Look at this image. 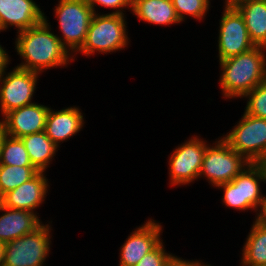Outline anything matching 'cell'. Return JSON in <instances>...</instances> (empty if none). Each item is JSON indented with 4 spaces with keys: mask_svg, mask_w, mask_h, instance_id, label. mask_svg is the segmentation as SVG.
<instances>
[{
    "mask_svg": "<svg viewBox=\"0 0 266 266\" xmlns=\"http://www.w3.org/2000/svg\"><path fill=\"white\" fill-rule=\"evenodd\" d=\"M28 152L32 165L38 171H45L55 156L58 146L46 135L45 131L20 138Z\"/></svg>",
    "mask_w": 266,
    "mask_h": 266,
    "instance_id": "cell-20",
    "label": "cell"
},
{
    "mask_svg": "<svg viewBox=\"0 0 266 266\" xmlns=\"http://www.w3.org/2000/svg\"><path fill=\"white\" fill-rule=\"evenodd\" d=\"M43 174V171H39L29 181L4 194L0 198V204L12 209L34 212L33 210L44 202L48 192V179Z\"/></svg>",
    "mask_w": 266,
    "mask_h": 266,
    "instance_id": "cell-13",
    "label": "cell"
},
{
    "mask_svg": "<svg viewBox=\"0 0 266 266\" xmlns=\"http://www.w3.org/2000/svg\"><path fill=\"white\" fill-rule=\"evenodd\" d=\"M0 164L11 166H33L20 138L4 135L1 144Z\"/></svg>",
    "mask_w": 266,
    "mask_h": 266,
    "instance_id": "cell-23",
    "label": "cell"
},
{
    "mask_svg": "<svg viewBox=\"0 0 266 266\" xmlns=\"http://www.w3.org/2000/svg\"><path fill=\"white\" fill-rule=\"evenodd\" d=\"M161 231L162 227L159 222L156 223L151 219L135 229L121 247L120 266H135L140 262L162 241L160 239Z\"/></svg>",
    "mask_w": 266,
    "mask_h": 266,
    "instance_id": "cell-12",
    "label": "cell"
},
{
    "mask_svg": "<svg viewBox=\"0 0 266 266\" xmlns=\"http://www.w3.org/2000/svg\"><path fill=\"white\" fill-rule=\"evenodd\" d=\"M0 242L7 243L33 232L41 225V221L34 212L12 209L0 204Z\"/></svg>",
    "mask_w": 266,
    "mask_h": 266,
    "instance_id": "cell-17",
    "label": "cell"
},
{
    "mask_svg": "<svg viewBox=\"0 0 266 266\" xmlns=\"http://www.w3.org/2000/svg\"><path fill=\"white\" fill-rule=\"evenodd\" d=\"M235 8L243 16L253 44L266 48V0H245Z\"/></svg>",
    "mask_w": 266,
    "mask_h": 266,
    "instance_id": "cell-18",
    "label": "cell"
},
{
    "mask_svg": "<svg viewBox=\"0 0 266 266\" xmlns=\"http://www.w3.org/2000/svg\"><path fill=\"white\" fill-rule=\"evenodd\" d=\"M39 171L34 166L0 164V198L9 191L29 181Z\"/></svg>",
    "mask_w": 266,
    "mask_h": 266,
    "instance_id": "cell-22",
    "label": "cell"
},
{
    "mask_svg": "<svg viewBox=\"0 0 266 266\" xmlns=\"http://www.w3.org/2000/svg\"><path fill=\"white\" fill-rule=\"evenodd\" d=\"M161 241L153 250L146 254L135 266H166L172 254L165 252Z\"/></svg>",
    "mask_w": 266,
    "mask_h": 266,
    "instance_id": "cell-27",
    "label": "cell"
},
{
    "mask_svg": "<svg viewBox=\"0 0 266 266\" xmlns=\"http://www.w3.org/2000/svg\"><path fill=\"white\" fill-rule=\"evenodd\" d=\"M259 219H260L263 223L266 224V203H265V205H264V207H263V209H262V211H261V213H260V215H259Z\"/></svg>",
    "mask_w": 266,
    "mask_h": 266,
    "instance_id": "cell-32",
    "label": "cell"
},
{
    "mask_svg": "<svg viewBox=\"0 0 266 266\" xmlns=\"http://www.w3.org/2000/svg\"><path fill=\"white\" fill-rule=\"evenodd\" d=\"M44 17L33 0H0V31L15 26L21 32L42 22Z\"/></svg>",
    "mask_w": 266,
    "mask_h": 266,
    "instance_id": "cell-14",
    "label": "cell"
},
{
    "mask_svg": "<svg viewBox=\"0 0 266 266\" xmlns=\"http://www.w3.org/2000/svg\"><path fill=\"white\" fill-rule=\"evenodd\" d=\"M48 111L49 107L33 103L6 113L1 121L5 134L22 138L45 131Z\"/></svg>",
    "mask_w": 266,
    "mask_h": 266,
    "instance_id": "cell-11",
    "label": "cell"
},
{
    "mask_svg": "<svg viewBox=\"0 0 266 266\" xmlns=\"http://www.w3.org/2000/svg\"><path fill=\"white\" fill-rule=\"evenodd\" d=\"M197 261L182 260L180 257L172 256L166 266H196Z\"/></svg>",
    "mask_w": 266,
    "mask_h": 266,
    "instance_id": "cell-29",
    "label": "cell"
},
{
    "mask_svg": "<svg viewBox=\"0 0 266 266\" xmlns=\"http://www.w3.org/2000/svg\"><path fill=\"white\" fill-rule=\"evenodd\" d=\"M59 28L64 38L59 37L62 45L69 51L77 52L83 45L94 15L86 0H60L54 9Z\"/></svg>",
    "mask_w": 266,
    "mask_h": 266,
    "instance_id": "cell-6",
    "label": "cell"
},
{
    "mask_svg": "<svg viewBox=\"0 0 266 266\" xmlns=\"http://www.w3.org/2000/svg\"><path fill=\"white\" fill-rule=\"evenodd\" d=\"M133 14L152 24L170 25L180 23L171 0H132Z\"/></svg>",
    "mask_w": 266,
    "mask_h": 266,
    "instance_id": "cell-19",
    "label": "cell"
},
{
    "mask_svg": "<svg viewBox=\"0 0 266 266\" xmlns=\"http://www.w3.org/2000/svg\"><path fill=\"white\" fill-rule=\"evenodd\" d=\"M5 135V132H4V128H3V125L0 121V152H1V144H2V141H3V137Z\"/></svg>",
    "mask_w": 266,
    "mask_h": 266,
    "instance_id": "cell-34",
    "label": "cell"
},
{
    "mask_svg": "<svg viewBox=\"0 0 266 266\" xmlns=\"http://www.w3.org/2000/svg\"><path fill=\"white\" fill-rule=\"evenodd\" d=\"M218 189H224L223 203L228 207L242 210L241 194H240V178L236 176L232 181L217 186Z\"/></svg>",
    "mask_w": 266,
    "mask_h": 266,
    "instance_id": "cell-26",
    "label": "cell"
},
{
    "mask_svg": "<svg viewBox=\"0 0 266 266\" xmlns=\"http://www.w3.org/2000/svg\"><path fill=\"white\" fill-rule=\"evenodd\" d=\"M244 1L245 0H226L225 1V7L226 8L236 7L238 4H240Z\"/></svg>",
    "mask_w": 266,
    "mask_h": 266,
    "instance_id": "cell-31",
    "label": "cell"
},
{
    "mask_svg": "<svg viewBox=\"0 0 266 266\" xmlns=\"http://www.w3.org/2000/svg\"><path fill=\"white\" fill-rule=\"evenodd\" d=\"M243 118L223 140L250 163L266 160V119L250 116Z\"/></svg>",
    "mask_w": 266,
    "mask_h": 266,
    "instance_id": "cell-4",
    "label": "cell"
},
{
    "mask_svg": "<svg viewBox=\"0 0 266 266\" xmlns=\"http://www.w3.org/2000/svg\"><path fill=\"white\" fill-rule=\"evenodd\" d=\"M196 266H211V265H204L203 263L201 264V262L199 263V261H197V265Z\"/></svg>",
    "mask_w": 266,
    "mask_h": 266,
    "instance_id": "cell-35",
    "label": "cell"
},
{
    "mask_svg": "<svg viewBox=\"0 0 266 266\" xmlns=\"http://www.w3.org/2000/svg\"><path fill=\"white\" fill-rule=\"evenodd\" d=\"M9 60L10 59L6 53V50H4L0 45V74L3 73L7 68L8 63L10 62Z\"/></svg>",
    "mask_w": 266,
    "mask_h": 266,
    "instance_id": "cell-30",
    "label": "cell"
},
{
    "mask_svg": "<svg viewBox=\"0 0 266 266\" xmlns=\"http://www.w3.org/2000/svg\"><path fill=\"white\" fill-rule=\"evenodd\" d=\"M244 97H248L245 113L266 119V79Z\"/></svg>",
    "mask_w": 266,
    "mask_h": 266,
    "instance_id": "cell-24",
    "label": "cell"
},
{
    "mask_svg": "<svg viewBox=\"0 0 266 266\" xmlns=\"http://www.w3.org/2000/svg\"><path fill=\"white\" fill-rule=\"evenodd\" d=\"M215 143V146H207L205 150L199 178L203 175L209 183L217 187L232 181L250 162L222 138Z\"/></svg>",
    "mask_w": 266,
    "mask_h": 266,
    "instance_id": "cell-7",
    "label": "cell"
},
{
    "mask_svg": "<svg viewBox=\"0 0 266 266\" xmlns=\"http://www.w3.org/2000/svg\"><path fill=\"white\" fill-rule=\"evenodd\" d=\"M50 227L41 224L33 232L5 243L3 266H42L50 251Z\"/></svg>",
    "mask_w": 266,
    "mask_h": 266,
    "instance_id": "cell-5",
    "label": "cell"
},
{
    "mask_svg": "<svg viewBox=\"0 0 266 266\" xmlns=\"http://www.w3.org/2000/svg\"><path fill=\"white\" fill-rule=\"evenodd\" d=\"M4 74L5 71L0 74V108L3 116L12 110L33 104L31 100L39 80V73L19 67H15L6 76Z\"/></svg>",
    "mask_w": 266,
    "mask_h": 266,
    "instance_id": "cell-8",
    "label": "cell"
},
{
    "mask_svg": "<svg viewBox=\"0 0 266 266\" xmlns=\"http://www.w3.org/2000/svg\"><path fill=\"white\" fill-rule=\"evenodd\" d=\"M83 114L77 107H69L59 111L49 108L45 132L51 141L59 146V143L67 140L83 127Z\"/></svg>",
    "mask_w": 266,
    "mask_h": 266,
    "instance_id": "cell-16",
    "label": "cell"
},
{
    "mask_svg": "<svg viewBox=\"0 0 266 266\" xmlns=\"http://www.w3.org/2000/svg\"><path fill=\"white\" fill-rule=\"evenodd\" d=\"M171 2L180 21H183L186 15L202 19L210 3L209 0H171Z\"/></svg>",
    "mask_w": 266,
    "mask_h": 266,
    "instance_id": "cell-25",
    "label": "cell"
},
{
    "mask_svg": "<svg viewBox=\"0 0 266 266\" xmlns=\"http://www.w3.org/2000/svg\"><path fill=\"white\" fill-rule=\"evenodd\" d=\"M265 47L255 46L251 50L221 60L220 86L227 98L244 97L266 79Z\"/></svg>",
    "mask_w": 266,
    "mask_h": 266,
    "instance_id": "cell-2",
    "label": "cell"
},
{
    "mask_svg": "<svg viewBox=\"0 0 266 266\" xmlns=\"http://www.w3.org/2000/svg\"><path fill=\"white\" fill-rule=\"evenodd\" d=\"M86 2L91 6L94 13H96L94 9L95 8L94 5L96 6V4L111 9L113 8V10L115 8L116 10L112 13L122 14V15H124V13L122 12L123 11L122 8L128 7L132 9V0H86Z\"/></svg>",
    "mask_w": 266,
    "mask_h": 266,
    "instance_id": "cell-28",
    "label": "cell"
},
{
    "mask_svg": "<svg viewBox=\"0 0 266 266\" xmlns=\"http://www.w3.org/2000/svg\"><path fill=\"white\" fill-rule=\"evenodd\" d=\"M47 18L37 25L17 32L16 50L24 61L17 67L37 73L51 67L67 65L70 53L59 37L50 32ZM70 56V57H69ZM68 62V63H67ZM46 68V69H45Z\"/></svg>",
    "mask_w": 266,
    "mask_h": 266,
    "instance_id": "cell-1",
    "label": "cell"
},
{
    "mask_svg": "<svg viewBox=\"0 0 266 266\" xmlns=\"http://www.w3.org/2000/svg\"><path fill=\"white\" fill-rule=\"evenodd\" d=\"M182 144L173 150L169 159L171 185L188 184L199 178L205 150L208 146L197 136Z\"/></svg>",
    "mask_w": 266,
    "mask_h": 266,
    "instance_id": "cell-10",
    "label": "cell"
},
{
    "mask_svg": "<svg viewBox=\"0 0 266 266\" xmlns=\"http://www.w3.org/2000/svg\"><path fill=\"white\" fill-rule=\"evenodd\" d=\"M224 9L218 37L219 61L245 53L255 47L239 11L235 7Z\"/></svg>",
    "mask_w": 266,
    "mask_h": 266,
    "instance_id": "cell-9",
    "label": "cell"
},
{
    "mask_svg": "<svg viewBox=\"0 0 266 266\" xmlns=\"http://www.w3.org/2000/svg\"><path fill=\"white\" fill-rule=\"evenodd\" d=\"M4 260V243L0 242V266H3Z\"/></svg>",
    "mask_w": 266,
    "mask_h": 266,
    "instance_id": "cell-33",
    "label": "cell"
},
{
    "mask_svg": "<svg viewBox=\"0 0 266 266\" xmlns=\"http://www.w3.org/2000/svg\"><path fill=\"white\" fill-rule=\"evenodd\" d=\"M242 266H266V224L256 218L243 247Z\"/></svg>",
    "mask_w": 266,
    "mask_h": 266,
    "instance_id": "cell-21",
    "label": "cell"
},
{
    "mask_svg": "<svg viewBox=\"0 0 266 266\" xmlns=\"http://www.w3.org/2000/svg\"><path fill=\"white\" fill-rule=\"evenodd\" d=\"M240 178V194L242 210L255 209L258 211L257 218L266 203V196L263 197L260 192V182H266V164L250 163L238 175Z\"/></svg>",
    "mask_w": 266,
    "mask_h": 266,
    "instance_id": "cell-15",
    "label": "cell"
},
{
    "mask_svg": "<svg viewBox=\"0 0 266 266\" xmlns=\"http://www.w3.org/2000/svg\"><path fill=\"white\" fill-rule=\"evenodd\" d=\"M126 30L124 15L116 13L99 15L94 13L85 41L78 52L90 56L95 51L106 54L107 52L121 50L129 42Z\"/></svg>",
    "mask_w": 266,
    "mask_h": 266,
    "instance_id": "cell-3",
    "label": "cell"
}]
</instances>
